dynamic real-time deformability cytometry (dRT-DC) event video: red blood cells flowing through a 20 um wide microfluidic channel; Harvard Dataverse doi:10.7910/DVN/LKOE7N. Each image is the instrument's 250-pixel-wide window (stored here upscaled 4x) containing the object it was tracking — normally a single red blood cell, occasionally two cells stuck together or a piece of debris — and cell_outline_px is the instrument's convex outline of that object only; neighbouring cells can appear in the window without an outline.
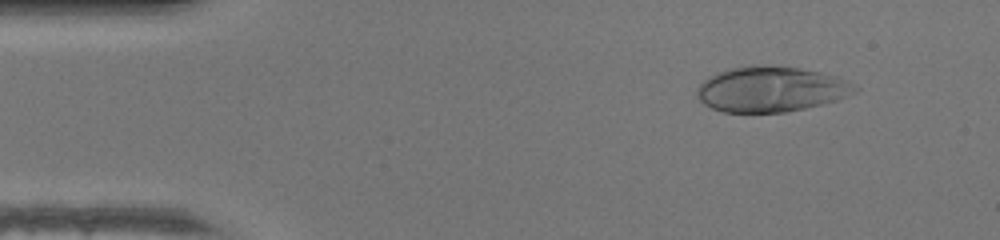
{"species": "human", "species_latin": "Homo sapiens", "temperature_condition": "warm", "stored_images_in_passage": 47, "camera_frame_rate_fps": 3000, "um_per_image_px": 0.085, "donor": {"sex": "female"}, "frame": {"image": 1, "passage_image": 6, "time_ms": 1.667, "image_size_px": [1000, 240], "cell_outline_px": [[860, 88], [856, 92], [836, 100], [804, 108], [784, 112], [724, 112], [712, 108], [704, 104], [700, 100], [696, 92], [700, 84], [704, 80], [728, 68], [756, 64], [800, 68], [820, 72], [836, 76]], "centroid_in_image_um": [65.52, 7.57], "position_along_channel_um": 19.5, "area_um2": 41.38}}
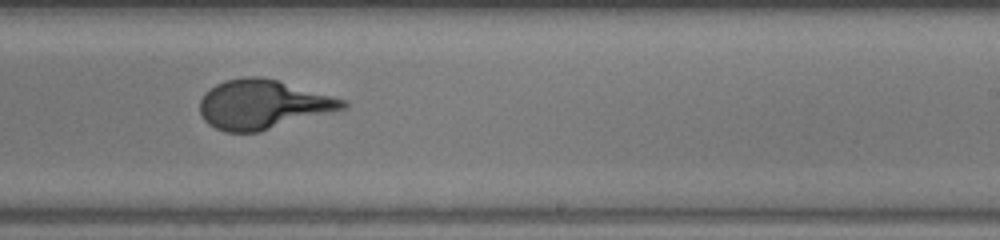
{"frame": {"image": 2, "passage_image": 29, "time_ms": 9.333, "image_size_px": [1000, 240], "cell_outline_px": [[348, 108], [260, 132], [224, 132], [208, 124], [204, 120], [200, 112], [200, 100], [204, 92], [216, 84], [224, 80], [244, 76], [256, 76], [276, 80], [332, 96], [344, 100], [348, 104]], "centroid_in_image_um": [22.31, 8.89], "position_along_channel_um": 266.7, "area_um2": 40.98}}
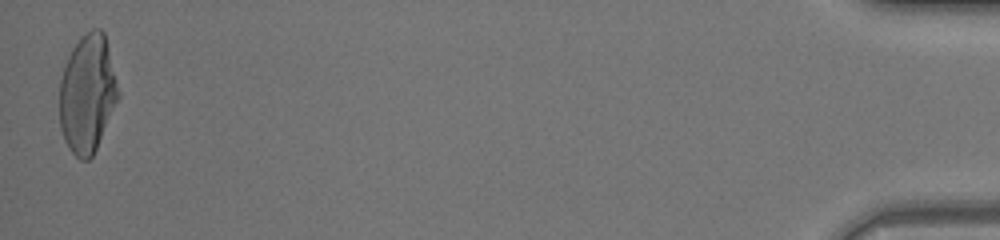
{"frame": {"image": 3, "passage_image": 47, "time_ms": 15.333, "image_size_px": [1000, 240], "cell_outline_px": [[120, 96], [96, 148], [92, 156], [88, 160], [80, 160], [68, 148], [64, 140], [60, 128], [60, 80], [68, 56], [72, 48], [92, 28], [100, 28], [104, 32], [120, 92]], "centroid_in_image_um": [7.44, 7.99], "position_along_channel_um": 427.8, "area_um2": 40.17}, "authors_computed_cell_mechanics": {"area_um2": 40.4022, "velocity_mm_per_s": 4.3796, "shape_relaxation_time_tau1_ms": 4.0496, "shape_relaxation_time_tau2_ms": null, "deformation_change_tau1": 0.2608, "deformation_change_tau2": null}}